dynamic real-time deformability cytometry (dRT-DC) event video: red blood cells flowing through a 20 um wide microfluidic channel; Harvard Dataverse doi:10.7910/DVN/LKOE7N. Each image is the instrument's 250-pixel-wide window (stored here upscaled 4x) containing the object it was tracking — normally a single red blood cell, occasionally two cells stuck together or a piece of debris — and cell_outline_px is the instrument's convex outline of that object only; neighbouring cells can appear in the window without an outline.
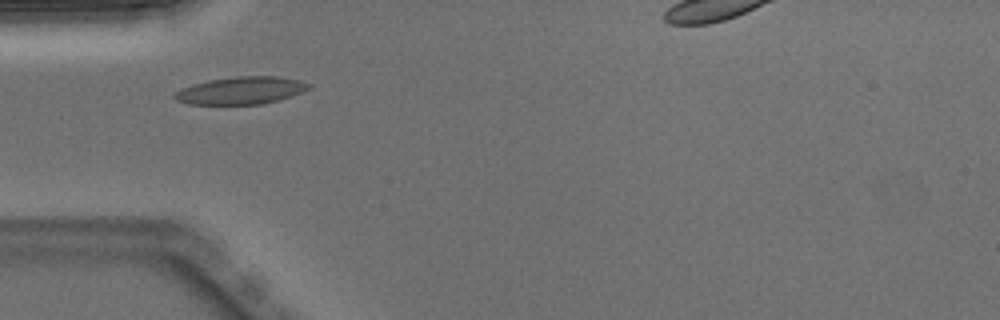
{"species": "Egyptian fruit bat (a non-hibernating species)", "species_latin": "Rousettus aegyptiacus", "temperature_condition": "warm", "stored_images_in_passage": 5, "camera_frame_rate_fps": 3000, "um_per_image_px": 0.085, "animal": {"sex": "male"}, "frame": {"image": 1, "passage_image": 2, "time_ms": 0.333, "image_size_px": [1000, 320], "cell_outline_px": [[308, 88], [292, 96], [280, 100], [260, 104], [188, 104], [176, 100], [172, 96], [176, 92], [192, 84], [212, 80], [236, 76], [276, 76], [296, 80], [308, 84]], "centroid_in_image_um": [20.44, 7.7], "position_along_channel_um": 64.6, "area_um2": 21.04}}
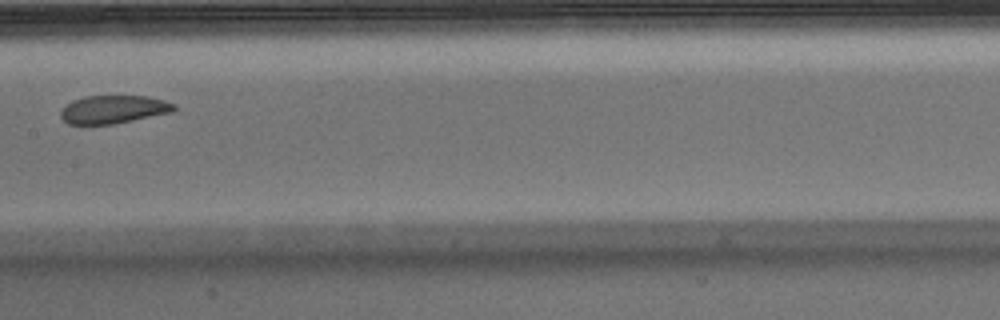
{"frame": {"image": 2, "passage_image": 5, "time_ms": 1.333, "image_size_px": [1000, 320], "cell_outline_px": [[176, 108], [172, 112], [112, 124], [68, 124], [60, 116], [60, 112], [72, 100], [84, 96], [148, 96], [164, 100], [176, 104]], "centroid_in_image_um": [9.65, 9.29], "position_along_channel_um": 197.7, "area_um2": 18.44}}